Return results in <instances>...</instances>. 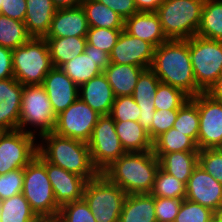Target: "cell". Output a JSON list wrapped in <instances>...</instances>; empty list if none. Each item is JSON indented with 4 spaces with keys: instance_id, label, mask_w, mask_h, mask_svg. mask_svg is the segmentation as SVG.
<instances>
[{
    "instance_id": "1",
    "label": "cell",
    "mask_w": 222,
    "mask_h": 222,
    "mask_svg": "<svg viewBox=\"0 0 222 222\" xmlns=\"http://www.w3.org/2000/svg\"><path fill=\"white\" fill-rule=\"evenodd\" d=\"M150 69L162 83L179 88L190 97L202 93L195 81L187 39H168L156 47Z\"/></svg>"
},
{
    "instance_id": "2",
    "label": "cell",
    "mask_w": 222,
    "mask_h": 222,
    "mask_svg": "<svg viewBox=\"0 0 222 222\" xmlns=\"http://www.w3.org/2000/svg\"><path fill=\"white\" fill-rule=\"evenodd\" d=\"M158 169L159 160L150 150L126 152L101 173L129 195L150 193Z\"/></svg>"
},
{
    "instance_id": "3",
    "label": "cell",
    "mask_w": 222,
    "mask_h": 222,
    "mask_svg": "<svg viewBox=\"0 0 222 222\" xmlns=\"http://www.w3.org/2000/svg\"><path fill=\"white\" fill-rule=\"evenodd\" d=\"M38 153L49 163L75 173L87 181L99 172L93 166L88 144L84 141L63 137L49 132L40 137Z\"/></svg>"
},
{
    "instance_id": "4",
    "label": "cell",
    "mask_w": 222,
    "mask_h": 222,
    "mask_svg": "<svg viewBox=\"0 0 222 222\" xmlns=\"http://www.w3.org/2000/svg\"><path fill=\"white\" fill-rule=\"evenodd\" d=\"M22 194L40 219H56L60 207L47 176L45 159L37 153L24 168Z\"/></svg>"
},
{
    "instance_id": "5",
    "label": "cell",
    "mask_w": 222,
    "mask_h": 222,
    "mask_svg": "<svg viewBox=\"0 0 222 222\" xmlns=\"http://www.w3.org/2000/svg\"><path fill=\"white\" fill-rule=\"evenodd\" d=\"M12 63L14 78L23 86L42 85L53 68L46 39L31 37L12 50Z\"/></svg>"
},
{
    "instance_id": "6",
    "label": "cell",
    "mask_w": 222,
    "mask_h": 222,
    "mask_svg": "<svg viewBox=\"0 0 222 222\" xmlns=\"http://www.w3.org/2000/svg\"><path fill=\"white\" fill-rule=\"evenodd\" d=\"M205 0H164L156 13L167 39L186 40L197 34Z\"/></svg>"
},
{
    "instance_id": "7",
    "label": "cell",
    "mask_w": 222,
    "mask_h": 222,
    "mask_svg": "<svg viewBox=\"0 0 222 222\" xmlns=\"http://www.w3.org/2000/svg\"><path fill=\"white\" fill-rule=\"evenodd\" d=\"M56 114L52 104L42 85H25L21 96V108L19 117V130L35 136L53 132L56 123ZM29 125L35 129H26ZM25 127V128H24ZM37 127V128H36Z\"/></svg>"
},
{
    "instance_id": "8",
    "label": "cell",
    "mask_w": 222,
    "mask_h": 222,
    "mask_svg": "<svg viewBox=\"0 0 222 222\" xmlns=\"http://www.w3.org/2000/svg\"><path fill=\"white\" fill-rule=\"evenodd\" d=\"M126 193L102 173L87 181L83 199L96 222H119Z\"/></svg>"
},
{
    "instance_id": "9",
    "label": "cell",
    "mask_w": 222,
    "mask_h": 222,
    "mask_svg": "<svg viewBox=\"0 0 222 222\" xmlns=\"http://www.w3.org/2000/svg\"><path fill=\"white\" fill-rule=\"evenodd\" d=\"M187 43L197 87L207 92L222 74V41L195 35Z\"/></svg>"
},
{
    "instance_id": "10",
    "label": "cell",
    "mask_w": 222,
    "mask_h": 222,
    "mask_svg": "<svg viewBox=\"0 0 222 222\" xmlns=\"http://www.w3.org/2000/svg\"><path fill=\"white\" fill-rule=\"evenodd\" d=\"M93 166L101 173L126 152L115 131V121L110 115H100L87 142Z\"/></svg>"
},
{
    "instance_id": "11",
    "label": "cell",
    "mask_w": 222,
    "mask_h": 222,
    "mask_svg": "<svg viewBox=\"0 0 222 222\" xmlns=\"http://www.w3.org/2000/svg\"><path fill=\"white\" fill-rule=\"evenodd\" d=\"M36 137L19 129L5 131L0 136V174L25 168L37 155Z\"/></svg>"
},
{
    "instance_id": "12",
    "label": "cell",
    "mask_w": 222,
    "mask_h": 222,
    "mask_svg": "<svg viewBox=\"0 0 222 222\" xmlns=\"http://www.w3.org/2000/svg\"><path fill=\"white\" fill-rule=\"evenodd\" d=\"M100 114L80 98L56 116L54 133L88 142Z\"/></svg>"
},
{
    "instance_id": "13",
    "label": "cell",
    "mask_w": 222,
    "mask_h": 222,
    "mask_svg": "<svg viewBox=\"0 0 222 222\" xmlns=\"http://www.w3.org/2000/svg\"><path fill=\"white\" fill-rule=\"evenodd\" d=\"M198 106L199 132L197 146L201 149L222 147V102L206 92L191 97Z\"/></svg>"
},
{
    "instance_id": "14",
    "label": "cell",
    "mask_w": 222,
    "mask_h": 222,
    "mask_svg": "<svg viewBox=\"0 0 222 222\" xmlns=\"http://www.w3.org/2000/svg\"><path fill=\"white\" fill-rule=\"evenodd\" d=\"M109 64L110 55L108 53L87 43L84 53L64 63L60 69L80 87L101 74Z\"/></svg>"
},
{
    "instance_id": "15",
    "label": "cell",
    "mask_w": 222,
    "mask_h": 222,
    "mask_svg": "<svg viewBox=\"0 0 222 222\" xmlns=\"http://www.w3.org/2000/svg\"><path fill=\"white\" fill-rule=\"evenodd\" d=\"M155 47L148 41L121 31L110 55V63L127 64L143 67H151Z\"/></svg>"
},
{
    "instance_id": "16",
    "label": "cell",
    "mask_w": 222,
    "mask_h": 222,
    "mask_svg": "<svg viewBox=\"0 0 222 222\" xmlns=\"http://www.w3.org/2000/svg\"><path fill=\"white\" fill-rule=\"evenodd\" d=\"M185 199L215 211L222 204V183H219L200 165L189 177Z\"/></svg>"
},
{
    "instance_id": "17",
    "label": "cell",
    "mask_w": 222,
    "mask_h": 222,
    "mask_svg": "<svg viewBox=\"0 0 222 222\" xmlns=\"http://www.w3.org/2000/svg\"><path fill=\"white\" fill-rule=\"evenodd\" d=\"M47 176L59 207L83 199L87 180L45 160Z\"/></svg>"
},
{
    "instance_id": "18",
    "label": "cell",
    "mask_w": 222,
    "mask_h": 222,
    "mask_svg": "<svg viewBox=\"0 0 222 222\" xmlns=\"http://www.w3.org/2000/svg\"><path fill=\"white\" fill-rule=\"evenodd\" d=\"M42 86L56 115L79 98V87L59 67H53L48 72Z\"/></svg>"
},
{
    "instance_id": "19",
    "label": "cell",
    "mask_w": 222,
    "mask_h": 222,
    "mask_svg": "<svg viewBox=\"0 0 222 222\" xmlns=\"http://www.w3.org/2000/svg\"><path fill=\"white\" fill-rule=\"evenodd\" d=\"M23 88L14 77L0 80V127L4 131L19 128Z\"/></svg>"
},
{
    "instance_id": "20",
    "label": "cell",
    "mask_w": 222,
    "mask_h": 222,
    "mask_svg": "<svg viewBox=\"0 0 222 222\" xmlns=\"http://www.w3.org/2000/svg\"><path fill=\"white\" fill-rule=\"evenodd\" d=\"M89 30L86 13L82 6L59 8L53 16L45 37L87 36Z\"/></svg>"
},
{
    "instance_id": "21",
    "label": "cell",
    "mask_w": 222,
    "mask_h": 222,
    "mask_svg": "<svg viewBox=\"0 0 222 222\" xmlns=\"http://www.w3.org/2000/svg\"><path fill=\"white\" fill-rule=\"evenodd\" d=\"M160 82L159 78L150 68L145 69L140 74L132 95L141 110L138 122L147 131L151 128L156 111L154 97Z\"/></svg>"
},
{
    "instance_id": "22",
    "label": "cell",
    "mask_w": 222,
    "mask_h": 222,
    "mask_svg": "<svg viewBox=\"0 0 222 222\" xmlns=\"http://www.w3.org/2000/svg\"><path fill=\"white\" fill-rule=\"evenodd\" d=\"M79 98L100 115H109L116 97L102 72L79 87Z\"/></svg>"
},
{
    "instance_id": "23",
    "label": "cell",
    "mask_w": 222,
    "mask_h": 222,
    "mask_svg": "<svg viewBox=\"0 0 222 222\" xmlns=\"http://www.w3.org/2000/svg\"><path fill=\"white\" fill-rule=\"evenodd\" d=\"M124 30L134 37L148 41L155 48L168 40L156 12L138 11L124 20Z\"/></svg>"
},
{
    "instance_id": "24",
    "label": "cell",
    "mask_w": 222,
    "mask_h": 222,
    "mask_svg": "<svg viewBox=\"0 0 222 222\" xmlns=\"http://www.w3.org/2000/svg\"><path fill=\"white\" fill-rule=\"evenodd\" d=\"M25 26L31 37L44 38L57 11L52 0H26Z\"/></svg>"
},
{
    "instance_id": "25",
    "label": "cell",
    "mask_w": 222,
    "mask_h": 222,
    "mask_svg": "<svg viewBox=\"0 0 222 222\" xmlns=\"http://www.w3.org/2000/svg\"><path fill=\"white\" fill-rule=\"evenodd\" d=\"M119 222H157L155 197L150 193L126 195Z\"/></svg>"
},
{
    "instance_id": "26",
    "label": "cell",
    "mask_w": 222,
    "mask_h": 222,
    "mask_svg": "<svg viewBox=\"0 0 222 222\" xmlns=\"http://www.w3.org/2000/svg\"><path fill=\"white\" fill-rule=\"evenodd\" d=\"M145 69L143 67L110 63L103 71L115 97L133 95L140 74Z\"/></svg>"
},
{
    "instance_id": "27",
    "label": "cell",
    "mask_w": 222,
    "mask_h": 222,
    "mask_svg": "<svg viewBox=\"0 0 222 222\" xmlns=\"http://www.w3.org/2000/svg\"><path fill=\"white\" fill-rule=\"evenodd\" d=\"M198 153L199 151H177L155 156L162 170L186 185L192 172L198 166Z\"/></svg>"
},
{
    "instance_id": "28",
    "label": "cell",
    "mask_w": 222,
    "mask_h": 222,
    "mask_svg": "<svg viewBox=\"0 0 222 222\" xmlns=\"http://www.w3.org/2000/svg\"><path fill=\"white\" fill-rule=\"evenodd\" d=\"M115 131L125 152H145L153 148V141L138 121H115Z\"/></svg>"
},
{
    "instance_id": "29",
    "label": "cell",
    "mask_w": 222,
    "mask_h": 222,
    "mask_svg": "<svg viewBox=\"0 0 222 222\" xmlns=\"http://www.w3.org/2000/svg\"><path fill=\"white\" fill-rule=\"evenodd\" d=\"M47 41L53 67H61L64 63L84 53L87 44L86 36L44 37Z\"/></svg>"
},
{
    "instance_id": "30",
    "label": "cell",
    "mask_w": 222,
    "mask_h": 222,
    "mask_svg": "<svg viewBox=\"0 0 222 222\" xmlns=\"http://www.w3.org/2000/svg\"><path fill=\"white\" fill-rule=\"evenodd\" d=\"M82 8L86 13L89 27L124 29V19L97 0H83Z\"/></svg>"
},
{
    "instance_id": "31",
    "label": "cell",
    "mask_w": 222,
    "mask_h": 222,
    "mask_svg": "<svg viewBox=\"0 0 222 222\" xmlns=\"http://www.w3.org/2000/svg\"><path fill=\"white\" fill-rule=\"evenodd\" d=\"M196 35L222 41V0L204 1Z\"/></svg>"
},
{
    "instance_id": "32",
    "label": "cell",
    "mask_w": 222,
    "mask_h": 222,
    "mask_svg": "<svg viewBox=\"0 0 222 222\" xmlns=\"http://www.w3.org/2000/svg\"><path fill=\"white\" fill-rule=\"evenodd\" d=\"M152 150L154 155H164L177 151H199V148L191 137L172 127L153 141Z\"/></svg>"
},
{
    "instance_id": "33",
    "label": "cell",
    "mask_w": 222,
    "mask_h": 222,
    "mask_svg": "<svg viewBox=\"0 0 222 222\" xmlns=\"http://www.w3.org/2000/svg\"><path fill=\"white\" fill-rule=\"evenodd\" d=\"M40 220L22 193L1 201L0 222H39Z\"/></svg>"
},
{
    "instance_id": "34",
    "label": "cell",
    "mask_w": 222,
    "mask_h": 222,
    "mask_svg": "<svg viewBox=\"0 0 222 222\" xmlns=\"http://www.w3.org/2000/svg\"><path fill=\"white\" fill-rule=\"evenodd\" d=\"M30 38L24 22L0 14V46L14 50Z\"/></svg>"
},
{
    "instance_id": "35",
    "label": "cell",
    "mask_w": 222,
    "mask_h": 222,
    "mask_svg": "<svg viewBox=\"0 0 222 222\" xmlns=\"http://www.w3.org/2000/svg\"><path fill=\"white\" fill-rule=\"evenodd\" d=\"M199 111L196 102L190 98L179 109L173 128L191 137L196 143L199 132Z\"/></svg>"
},
{
    "instance_id": "36",
    "label": "cell",
    "mask_w": 222,
    "mask_h": 222,
    "mask_svg": "<svg viewBox=\"0 0 222 222\" xmlns=\"http://www.w3.org/2000/svg\"><path fill=\"white\" fill-rule=\"evenodd\" d=\"M150 194L154 197L185 199L186 187L183 182L159 167Z\"/></svg>"
},
{
    "instance_id": "37",
    "label": "cell",
    "mask_w": 222,
    "mask_h": 222,
    "mask_svg": "<svg viewBox=\"0 0 222 222\" xmlns=\"http://www.w3.org/2000/svg\"><path fill=\"white\" fill-rule=\"evenodd\" d=\"M191 97L183 90L160 82L154 97L156 110L179 109Z\"/></svg>"
},
{
    "instance_id": "38",
    "label": "cell",
    "mask_w": 222,
    "mask_h": 222,
    "mask_svg": "<svg viewBox=\"0 0 222 222\" xmlns=\"http://www.w3.org/2000/svg\"><path fill=\"white\" fill-rule=\"evenodd\" d=\"M56 220L58 222H96L84 199L64 204L60 207Z\"/></svg>"
},
{
    "instance_id": "39",
    "label": "cell",
    "mask_w": 222,
    "mask_h": 222,
    "mask_svg": "<svg viewBox=\"0 0 222 222\" xmlns=\"http://www.w3.org/2000/svg\"><path fill=\"white\" fill-rule=\"evenodd\" d=\"M214 211L198 203L183 199L174 222H210Z\"/></svg>"
},
{
    "instance_id": "40",
    "label": "cell",
    "mask_w": 222,
    "mask_h": 222,
    "mask_svg": "<svg viewBox=\"0 0 222 222\" xmlns=\"http://www.w3.org/2000/svg\"><path fill=\"white\" fill-rule=\"evenodd\" d=\"M140 112V107L133 96L126 95L115 98L109 115L114 121H138Z\"/></svg>"
},
{
    "instance_id": "41",
    "label": "cell",
    "mask_w": 222,
    "mask_h": 222,
    "mask_svg": "<svg viewBox=\"0 0 222 222\" xmlns=\"http://www.w3.org/2000/svg\"><path fill=\"white\" fill-rule=\"evenodd\" d=\"M122 30L89 27L87 43L110 54Z\"/></svg>"
},
{
    "instance_id": "42",
    "label": "cell",
    "mask_w": 222,
    "mask_h": 222,
    "mask_svg": "<svg viewBox=\"0 0 222 222\" xmlns=\"http://www.w3.org/2000/svg\"><path fill=\"white\" fill-rule=\"evenodd\" d=\"M198 165L219 183H222V149H201L198 153Z\"/></svg>"
},
{
    "instance_id": "43",
    "label": "cell",
    "mask_w": 222,
    "mask_h": 222,
    "mask_svg": "<svg viewBox=\"0 0 222 222\" xmlns=\"http://www.w3.org/2000/svg\"><path fill=\"white\" fill-rule=\"evenodd\" d=\"M24 182V168L0 174V200L8 199L22 193Z\"/></svg>"
},
{
    "instance_id": "44",
    "label": "cell",
    "mask_w": 222,
    "mask_h": 222,
    "mask_svg": "<svg viewBox=\"0 0 222 222\" xmlns=\"http://www.w3.org/2000/svg\"><path fill=\"white\" fill-rule=\"evenodd\" d=\"M178 114V109L174 110H156L151 128L147 131L149 137L154 141L162 133L167 132L173 127Z\"/></svg>"
},
{
    "instance_id": "45",
    "label": "cell",
    "mask_w": 222,
    "mask_h": 222,
    "mask_svg": "<svg viewBox=\"0 0 222 222\" xmlns=\"http://www.w3.org/2000/svg\"><path fill=\"white\" fill-rule=\"evenodd\" d=\"M183 199L155 197V214L157 222H174Z\"/></svg>"
},
{
    "instance_id": "46",
    "label": "cell",
    "mask_w": 222,
    "mask_h": 222,
    "mask_svg": "<svg viewBox=\"0 0 222 222\" xmlns=\"http://www.w3.org/2000/svg\"><path fill=\"white\" fill-rule=\"evenodd\" d=\"M26 10V0H2L0 14L24 22Z\"/></svg>"
},
{
    "instance_id": "47",
    "label": "cell",
    "mask_w": 222,
    "mask_h": 222,
    "mask_svg": "<svg viewBox=\"0 0 222 222\" xmlns=\"http://www.w3.org/2000/svg\"><path fill=\"white\" fill-rule=\"evenodd\" d=\"M105 6L111 8L124 20L138 12L134 0H97Z\"/></svg>"
},
{
    "instance_id": "48",
    "label": "cell",
    "mask_w": 222,
    "mask_h": 222,
    "mask_svg": "<svg viewBox=\"0 0 222 222\" xmlns=\"http://www.w3.org/2000/svg\"><path fill=\"white\" fill-rule=\"evenodd\" d=\"M12 77H14L12 50L0 46V80Z\"/></svg>"
},
{
    "instance_id": "49",
    "label": "cell",
    "mask_w": 222,
    "mask_h": 222,
    "mask_svg": "<svg viewBox=\"0 0 222 222\" xmlns=\"http://www.w3.org/2000/svg\"><path fill=\"white\" fill-rule=\"evenodd\" d=\"M164 0H134L138 11L156 12Z\"/></svg>"
},
{
    "instance_id": "50",
    "label": "cell",
    "mask_w": 222,
    "mask_h": 222,
    "mask_svg": "<svg viewBox=\"0 0 222 222\" xmlns=\"http://www.w3.org/2000/svg\"><path fill=\"white\" fill-rule=\"evenodd\" d=\"M206 93L215 100L222 102V74Z\"/></svg>"
},
{
    "instance_id": "51",
    "label": "cell",
    "mask_w": 222,
    "mask_h": 222,
    "mask_svg": "<svg viewBox=\"0 0 222 222\" xmlns=\"http://www.w3.org/2000/svg\"><path fill=\"white\" fill-rule=\"evenodd\" d=\"M54 5L59 8L80 6L83 0H52Z\"/></svg>"
},
{
    "instance_id": "52",
    "label": "cell",
    "mask_w": 222,
    "mask_h": 222,
    "mask_svg": "<svg viewBox=\"0 0 222 222\" xmlns=\"http://www.w3.org/2000/svg\"><path fill=\"white\" fill-rule=\"evenodd\" d=\"M214 219L217 222H222V204L214 211Z\"/></svg>"
},
{
    "instance_id": "53",
    "label": "cell",
    "mask_w": 222,
    "mask_h": 222,
    "mask_svg": "<svg viewBox=\"0 0 222 222\" xmlns=\"http://www.w3.org/2000/svg\"><path fill=\"white\" fill-rule=\"evenodd\" d=\"M39 222H58L56 219H41Z\"/></svg>"
},
{
    "instance_id": "54",
    "label": "cell",
    "mask_w": 222,
    "mask_h": 222,
    "mask_svg": "<svg viewBox=\"0 0 222 222\" xmlns=\"http://www.w3.org/2000/svg\"><path fill=\"white\" fill-rule=\"evenodd\" d=\"M5 131L0 127V136L4 133Z\"/></svg>"
},
{
    "instance_id": "55",
    "label": "cell",
    "mask_w": 222,
    "mask_h": 222,
    "mask_svg": "<svg viewBox=\"0 0 222 222\" xmlns=\"http://www.w3.org/2000/svg\"><path fill=\"white\" fill-rule=\"evenodd\" d=\"M0 218H1V200H0Z\"/></svg>"
}]
</instances>
